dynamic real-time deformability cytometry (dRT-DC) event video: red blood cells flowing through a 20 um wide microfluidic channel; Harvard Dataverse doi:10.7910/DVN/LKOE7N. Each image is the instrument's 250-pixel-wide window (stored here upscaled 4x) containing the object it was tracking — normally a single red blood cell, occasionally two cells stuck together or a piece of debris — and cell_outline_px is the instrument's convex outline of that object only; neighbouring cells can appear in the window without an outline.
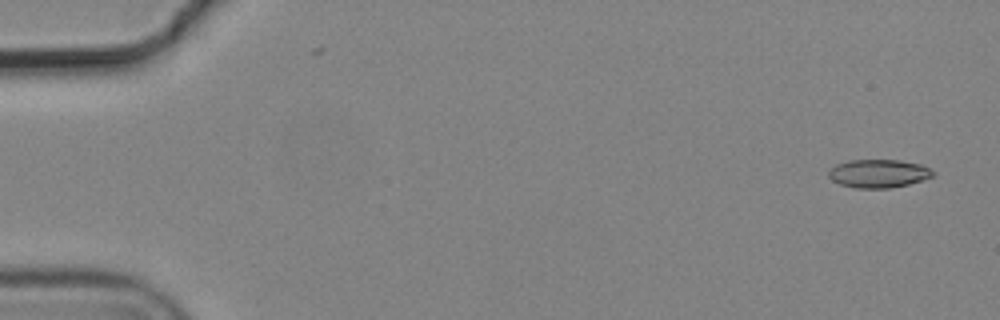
{"species": "common noctule bat (a hibernating species)", "species_latin": "Nyctalus noctula", "temperature_condition": "cold", "stored_images_in_passage": 6, "camera_frame_rate_fps": 3000, "um_per_image_px": 0.085, "animal": {"sex": "male", "body_mass_g": 19.2, "forearm_length_mm": 51.8}, "frame": {"image": 1, "passage_image": 1, "time_ms": 0.0, "image_size_px": [1000, 320], "cell_outline_px": [[936, 176], [908, 184], [888, 188], [856, 188], [840, 184], [832, 180], [828, 176], [828, 172], [836, 164], [852, 160], [900, 160], [920, 164], [936, 172]], "centroid_in_image_um": [74.7, 14.75], "position_along_channel_um": 10.3, "area_um2": 17.17}}
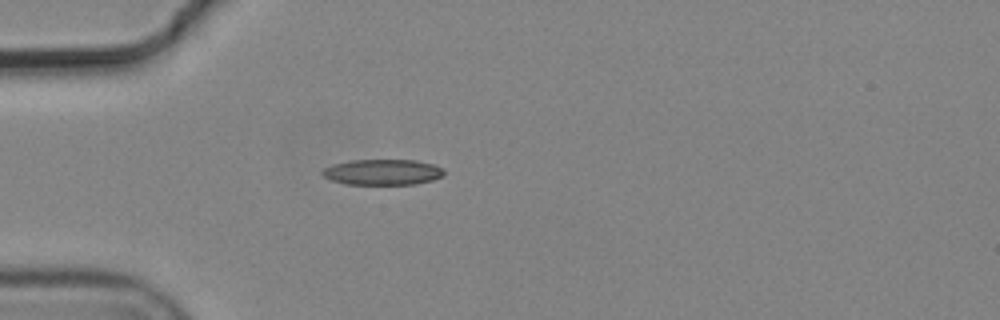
{"frame": {"image": 2, "passage_image": 5, "time_ms": 1.333, "image_size_px": [1000, 320], "cell_outline_px": [[444, 176], [432, 180], [412, 184], [348, 184], [332, 180], [324, 176], [320, 172], [324, 168], [332, 164], [352, 160], [416, 160], [432, 164], [440, 168], [444, 172]], "centroid_in_image_um": [32.5, 14.62], "position_along_channel_um": 52.5, "area_um2": 18.03}}